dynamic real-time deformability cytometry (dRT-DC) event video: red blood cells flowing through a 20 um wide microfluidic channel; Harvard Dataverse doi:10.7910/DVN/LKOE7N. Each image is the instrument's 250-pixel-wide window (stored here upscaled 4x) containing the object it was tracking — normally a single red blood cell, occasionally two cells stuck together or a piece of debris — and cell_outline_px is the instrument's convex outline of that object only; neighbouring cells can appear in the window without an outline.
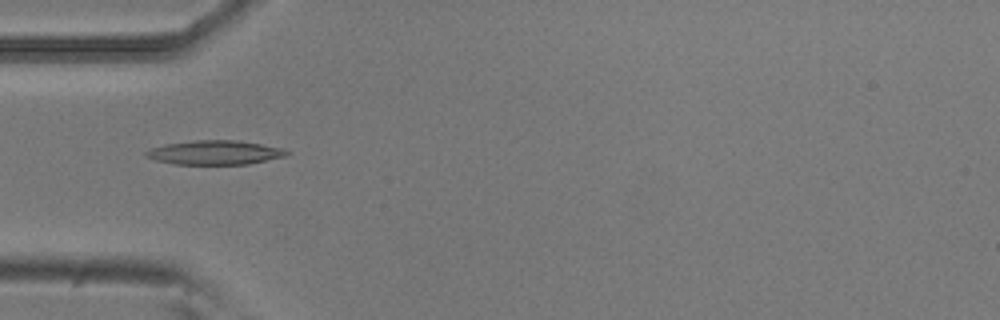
{"species": "common noctule bat (a hibernating species)", "species_latin": "Nyctalus noctula", "temperature_condition": "room temperature", "stored_images_in_passage": 7, "camera_frame_rate_fps": 3000, "um_per_image_px": 0.085, "animal": {"sex": "male", "body_mass_g": 20.5, "forearm_length_mm": 52.5}, "frame": {"image": 1, "passage_image": 4, "time_ms": 1.0, "image_size_px": [1000, 320], "cell_outline_px": [[292, 152], [284, 156], [248, 164], [176, 164], [156, 160], [144, 156], [144, 152], [152, 148], [164, 144], [196, 140], [236, 140], [284, 148]], "centroid_in_image_um": [18.26, 12.96], "position_along_channel_um": 66.7, "area_um2": 19.71}}
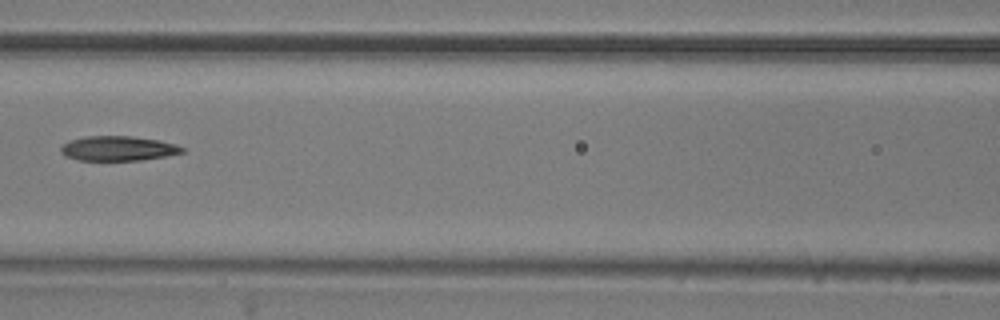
{"frame": {"image": 2, "passage_image": 6, "time_ms": 1.667, "image_size_px": [1000, 320], "cell_outline_px": [[184, 152], [164, 156], [140, 160], [80, 160], [64, 156], [60, 152], [60, 148], [64, 144], [72, 140], [84, 136], [132, 136], [160, 140], [176, 144], [184, 148]], "centroid_in_image_um": [10.03, 12.61], "position_along_channel_um": 156.6, "area_um2": 17.4}}
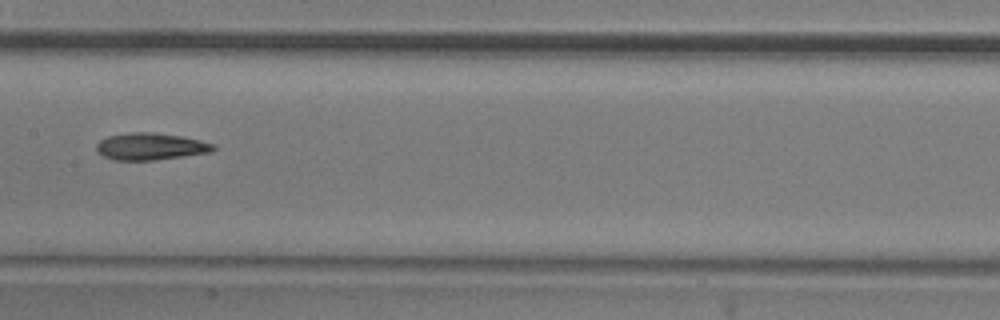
{"frame": {"image": 3, "passage_image": 7, "time_ms": 2.0, "image_size_px": [1000, 320], "cell_outline_px": [[216, 148], [212, 152], [184, 156], [152, 160], [112, 160], [96, 152], [96, 144], [100, 140], [108, 136], [128, 132], [152, 132], [180, 136], [200, 140], [216, 144]], "centroid_in_image_um": [12.79, 12.45], "position_along_channel_um": 194.6, "area_um2": 18.5}}